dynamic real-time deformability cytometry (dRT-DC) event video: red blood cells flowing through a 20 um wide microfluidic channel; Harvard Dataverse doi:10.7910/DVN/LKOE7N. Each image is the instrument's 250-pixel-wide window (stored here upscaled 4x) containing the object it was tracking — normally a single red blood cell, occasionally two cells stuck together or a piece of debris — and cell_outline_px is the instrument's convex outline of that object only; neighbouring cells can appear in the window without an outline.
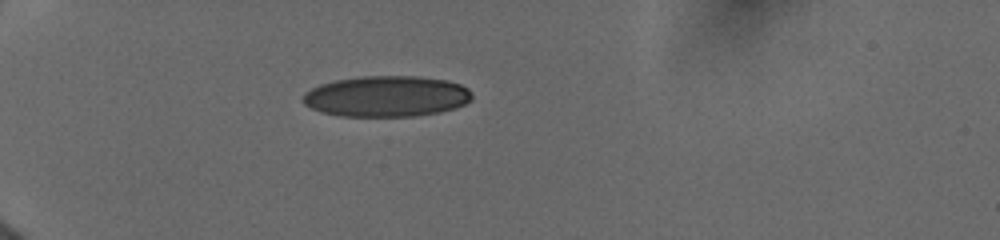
{"species": "human", "species_latin": "Homo sapiens", "temperature_condition": "cold", "stored_images_in_passage": 5, "camera_frame_rate_fps": 3000, "um_per_image_px": 0.085, "donor": {"sex": "female"}, "frame": {"image": 1, "passage_image": 1, "time_ms": 0.0, "image_size_px": [1000, 240], "cell_outline_px": [[472, 100], [456, 108], [440, 112], [416, 116], [344, 116], [320, 112], [304, 104], [300, 100], [300, 96], [304, 92], [320, 84], [336, 80], [360, 76], [416, 76], [448, 80], [460, 84], [468, 88], [472, 92]], "centroid_in_image_um": [32.85, 8.18], "position_along_channel_um": 52.2, "area_um2": 40.69}}
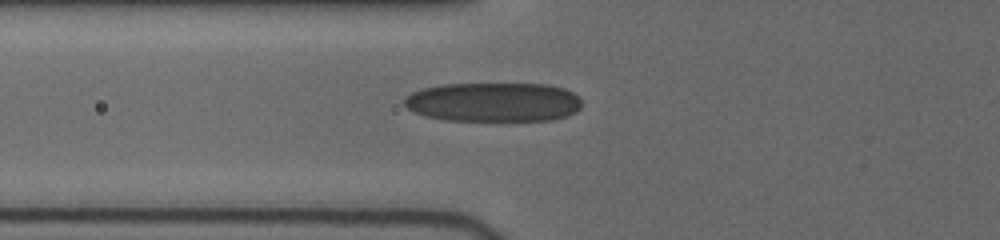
{"frame": {"image": 2, "passage_image": 4, "time_ms": 1.667, "image_size_px": [1000, 240], "cell_outline_px": [[580, 108], [576, 112], [552, 120], [444, 120], [424, 116], [408, 108], [404, 104], [404, 96], [420, 88], [444, 84], [548, 84], [564, 88], [572, 92], [580, 100]], "centroid_in_image_um": [41.91, 8.67], "position_along_channel_um": 83.9, "area_um2": 40.63}}